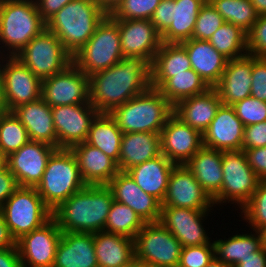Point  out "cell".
I'll return each mask as SVG.
<instances>
[{"label": "cell", "instance_id": "6da1fadb", "mask_svg": "<svg viewBox=\"0 0 266 267\" xmlns=\"http://www.w3.org/2000/svg\"><path fill=\"white\" fill-rule=\"evenodd\" d=\"M150 87V64L140 57H123L89 76V102L99 113H110Z\"/></svg>", "mask_w": 266, "mask_h": 267}, {"label": "cell", "instance_id": "7a4b0ae2", "mask_svg": "<svg viewBox=\"0 0 266 267\" xmlns=\"http://www.w3.org/2000/svg\"><path fill=\"white\" fill-rule=\"evenodd\" d=\"M114 201L107 185H86L52 211L62 232L97 233L104 231Z\"/></svg>", "mask_w": 266, "mask_h": 267}, {"label": "cell", "instance_id": "3957f363", "mask_svg": "<svg viewBox=\"0 0 266 267\" xmlns=\"http://www.w3.org/2000/svg\"><path fill=\"white\" fill-rule=\"evenodd\" d=\"M106 16L94 0H72L46 21V29L74 56Z\"/></svg>", "mask_w": 266, "mask_h": 267}, {"label": "cell", "instance_id": "277c9868", "mask_svg": "<svg viewBox=\"0 0 266 267\" xmlns=\"http://www.w3.org/2000/svg\"><path fill=\"white\" fill-rule=\"evenodd\" d=\"M174 113V106L158 89L150 87L109 114L115 119L123 133L153 132L160 134L169 117Z\"/></svg>", "mask_w": 266, "mask_h": 267}, {"label": "cell", "instance_id": "5b68a950", "mask_svg": "<svg viewBox=\"0 0 266 267\" xmlns=\"http://www.w3.org/2000/svg\"><path fill=\"white\" fill-rule=\"evenodd\" d=\"M85 186L74 153L71 149L59 148L49 157L42 179L35 188L53 211Z\"/></svg>", "mask_w": 266, "mask_h": 267}, {"label": "cell", "instance_id": "8992f818", "mask_svg": "<svg viewBox=\"0 0 266 267\" xmlns=\"http://www.w3.org/2000/svg\"><path fill=\"white\" fill-rule=\"evenodd\" d=\"M45 29L34 0H0V42L10 49L9 56H16Z\"/></svg>", "mask_w": 266, "mask_h": 267}, {"label": "cell", "instance_id": "52a82bcc", "mask_svg": "<svg viewBox=\"0 0 266 267\" xmlns=\"http://www.w3.org/2000/svg\"><path fill=\"white\" fill-rule=\"evenodd\" d=\"M122 58L118 24L107 15L93 36L73 56V63L90 76L114 66Z\"/></svg>", "mask_w": 266, "mask_h": 267}, {"label": "cell", "instance_id": "ba28073f", "mask_svg": "<svg viewBox=\"0 0 266 267\" xmlns=\"http://www.w3.org/2000/svg\"><path fill=\"white\" fill-rule=\"evenodd\" d=\"M0 210L16 241L52 218V211L45 205L35 187L19 186Z\"/></svg>", "mask_w": 266, "mask_h": 267}, {"label": "cell", "instance_id": "9c48e42d", "mask_svg": "<svg viewBox=\"0 0 266 267\" xmlns=\"http://www.w3.org/2000/svg\"><path fill=\"white\" fill-rule=\"evenodd\" d=\"M207 0H161L150 19L163 43H182L192 38L196 18Z\"/></svg>", "mask_w": 266, "mask_h": 267}, {"label": "cell", "instance_id": "30bf717a", "mask_svg": "<svg viewBox=\"0 0 266 267\" xmlns=\"http://www.w3.org/2000/svg\"><path fill=\"white\" fill-rule=\"evenodd\" d=\"M15 57L41 80L61 72L73 62V56L47 29L35 36Z\"/></svg>", "mask_w": 266, "mask_h": 267}, {"label": "cell", "instance_id": "8fae6325", "mask_svg": "<svg viewBox=\"0 0 266 267\" xmlns=\"http://www.w3.org/2000/svg\"><path fill=\"white\" fill-rule=\"evenodd\" d=\"M223 181L214 204L237 203L240 209L251 199L261 181L247 162L243 150L222 151Z\"/></svg>", "mask_w": 266, "mask_h": 267}, {"label": "cell", "instance_id": "7c38bea8", "mask_svg": "<svg viewBox=\"0 0 266 267\" xmlns=\"http://www.w3.org/2000/svg\"><path fill=\"white\" fill-rule=\"evenodd\" d=\"M135 241V261L155 267H178L183 246L160 222L145 223Z\"/></svg>", "mask_w": 266, "mask_h": 267}, {"label": "cell", "instance_id": "4fadbf2b", "mask_svg": "<svg viewBox=\"0 0 266 267\" xmlns=\"http://www.w3.org/2000/svg\"><path fill=\"white\" fill-rule=\"evenodd\" d=\"M89 76L73 62L61 72L42 80L41 98L50 106L89 102Z\"/></svg>", "mask_w": 266, "mask_h": 267}, {"label": "cell", "instance_id": "5bb4252c", "mask_svg": "<svg viewBox=\"0 0 266 267\" xmlns=\"http://www.w3.org/2000/svg\"><path fill=\"white\" fill-rule=\"evenodd\" d=\"M6 64L0 72L3 79L4 97L9 112L20 105L33 102L41 98L42 80L36 77L30 69L15 56H8ZM1 63V62H0Z\"/></svg>", "mask_w": 266, "mask_h": 267}, {"label": "cell", "instance_id": "9a60e30c", "mask_svg": "<svg viewBox=\"0 0 266 267\" xmlns=\"http://www.w3.org/2000/svg\"><path fill=\"white\" fill-rule=\"evenodd\" d=\"M62 235L51 218L40 228L16 241L22 267H53L57 246Z\"/></svg>", "mask_w": 266, "mask_h": 267}, {"label": "cell", "instance_id": "2e32d148", "mask_svg": "<svg viewBox=\"0 0 266 267\" xmlns=\"http://www.w3.org/2000/svg\"><path fill=\"white\" fill-rule=\"evenodd\" d=\"M57 135V149H70L85 142L92 120L99 113L90 102L51 107Z\"/></svg>", "mask_w": 266, "mask_h": 267}, {"label": "cell", "instance_id": "e0dca14e", "mask_svg": "<svg viewBox=\"0 0 266 267\" xmlns=\"http://www.w3.org/2000/svg\"><path fill=\"white\" fill-rule=\"evenodd\" d=\"M113 20L118 24L123 57H140L151 65L163 43L151 20Z\"/></svg>", "mask_w": 266, "mask_h": 267}, {"label": "cell", "instance_id": "ac0fdd59", "mask_svg": "<svg viewBox=\"0 0 266 267\" xmlns=\"http://www.w3.org/2000/svg\"><path fill=\"white\" fill-rule=\"evenodd\" d=\"M56 147L29 140L18 151L10 154L6 166L20 187H36L42 179L46 164Z\"/></svg>", "mask_w": 266, "mask_h": 267}, {"label": "cell", "instance_id": "d6986e66", "mask_svg": "<svg viewBox=\"0 0 266 267\" xmlns=\"http://www.w3.org/2000/svg\"><path fill=\"white\" fill-rule=\"evenodd\" d=\"M213 199L183 165H175L170 173L167 192L161 206L210 210Z\"/></svg>", "mask_w": 266, "mask_h": 267}, {"label": "cell", "instance_id": "ffe728a7", "mask_svg": "<svg viewBox=\"0 0 266 267\" xmlns=\"http://www.w3.org/2000/svg\"><path fill=\"white\" fill-rule=\"evenodd\" d=\"M160 144L161 154L183 165L203 146V135L173 113L160 132Z\"/></svg>", "mask_w": 266, "mask_h": 267}, {"label": "cell", "instance_id": "44dd1931", "mask_svg": "<svg viewBox=\"0 0 266 267\" xmlns=\"http://www.w3.org/2000/svg\"><path fill=\"white\" fill-rule=\"evenodd\" d=\"M210 210L161 206L159 222L183 247L209 244L202 220Z\"/></svg>", "mask_w": 266, "mask_h": 267}, {"label": "cell", "instance_id": "7402d4cb", "mask_svg": "<svg viewBox=\"0 0 266 267\" xmlns=\"http://www.w3.org/2000/svg\"><path fill=\"white\" fill-rule=\"evenodd\" d=\"M107 186L112 191L114 201L131 207L145 223L159 222L161 202L144 192L130 174L119 171Z\"/></svg>", "mask_w": 266, "mask_h": 267}, {"label": "cell", "instance_id": "603a6c76", "mask_svg": "<svg viewBox=\"0 0 266 267\" xmlns=\"http://www.w3.org/2000/svg\"><path fill=\"white\" fill-rule=\"evenodd\" d=\"M244 125L231 105L221 104L203 135V146L218 151L242 150Z\"/></svg>", "mask_w": 266, "mask_h": 267}, {"label": "cell", "instance_id": "cb8c5ba5", "mask_svg": "<svg viewBox=\"0 0 266 267\" xmlns=\"http://www.w3.org/2000/svg\"><path fill=\"white\" fill-rule=\"evenodd\" d=\"M253 56L229 59L219 82L213 87L223 105H233L251 96Z\"/></svg>", "mask_w": 266, "mask_h": 267}, {"label": "cell", "instance_id": "d4e9b609", "mask_svg": "<svg viewBox=\"0 0 266 267\" xmlns=\"http://www.w3.org/2000/svg\"><path fill=\"white\" fill-rule=\"evenodd\" d=\"M83 181L86 185H107L119 172L117 163L100 149L81 142L73 145Z\"/></svg>", "mask_w": 266, "mask_h": 267}, {"label": "cell", "instance_id": "484cf974", "mask_svg": "<svg viewBox=\"0 0 266 267\" xmlns=\"http://www.w3.org/2000/svg\"><path fill=\"white\" fill-rule=\"evenodd\" d=\"M53 267H98L93 234L62 232Z\"/></svg>", "mask_w": 266, "mask_h": 267}, {"label": "cell", "instance_id": "4316f807", "mask_svg": "<svg viewBox=\"0 0 266 267\" xmlns=\"http://www.w3.org/2000/svg\"><path fill=\"white\" fill-rule=\"evenodd\" d=\"M180 44L188 53L192 69L213 88L222 77L229 59L216 51L207 40L191 38Z\"/></svg>", "mask_w": 266, "mask_h": 267}, {"label": "cell", "instance_id": "83f0119b", "mask_svg": "<svg viewBox=\"0 0 266 267\" xmlns=\"http://www.w3.org/2000/svg\"><path fill=\"white\" fill-rule=\"evenodd\" d=\"M12 112L26 128L30 140L44 142L57 148L51 107L42 98L20 105Z\"/></svg>", "mask_w": 266, "mask_h": 267}, {"label": "cell", "instance_id": "f1b7e54d", "mask_svg": "<svg viewBox=\"0 0 266 267\" xmlns=\"http://www.w3.org/2000/svg\"><path fill=\"white\" fill-rule=\"evenodd\" d=\"M98 267H132L135 263V241L120 234L93 233Z\"/></svg>", "mask_w": 266, "mask_h": 267}, {"label": "cell", "instance_id": "f546056e", "mask_svg": "<svg viewBox=\"0 0 266 267\" xmlns=\"http://www.w3.org/2000/svg\"><path fill=\"white\" fill-rule=\"evenodd\" d=\"M222 104L217 91L209 88L205 93L181 100L174 106V114L202 134L214 119Z\"/></svg>", "mask_w": 266, "mask_h": 267}, {"label": "cell", "instance_id": "4dcf8cb0", "mask_svg": "<svg viewBox=\"0 0 266 267\" xmlns=\"http://www.w3.org/2000/svg\"><path fill=\"white\" fill-rule=\"evenodd\" d=\"M160 155V134L153 132L123 133L118 160L119 171L127 172L132 167Z\"/></svg>", "mask_w": 266, "mask_h": 267}, {"label": "cell", "instance_id": "1f68e13d", "mask_svg": "<svg viewBox=\"0 0 266 267\" xmlns=\"http://www.w3.org/2000/svg\"><path fill=\"white\" fill-rule=\"evenodd\" d=\"M175 164L166 156L145 161L127 171L136 184L146 193L153 195L161 203L165 198L170 173Z\"/></svg>", "mask_w": 266, "mask_h": 267}, {"label": "cell", "instance_id": "d6a6232c", "mask_svg": "<svg viewBox=\"0 0 266 267\" xmlns=\"http://www.w3.org/2000/svg\"><path fill=\"white\" fill-rule=\"evenodd\" d=\"M221 159L222 151L202 146L185 164L212 199L222 187Z\"/></svg>", "mask_w": 266, "mask_h": 267}, {"label": "cell", "instance_id": "836d02e7", "mask_svg": "<svg viewBox=\"0 0 266 267\" xmlns=\"http://www.w3.org/2000/svg\"><path fill=\"white\" fill-rule=\"evenodd\" d=\"M191 68L188 53L180 43H162L150 65L151 87L159 89L169 78Z\"/></svg>", "mask_w": 266, "mask_h": 267}, {"label": "cell", "instance_id": "e575fe53", "mask_svg": "<svg viewBox=\"0 0 266 267\" xmlns=\"http://www.w3.org/2000/svg\"><path fill=\"white\" fill-rule=\"evenodd\" d=\"M122 135L109 113H98L91 122L85 142L100 149L118 165Z\"/></svg>", "mask_w": 266, "mask_h": 267}, {"label": "cell", "instance_id": "d590c367", "mask_svg": "<svg viewBox=\"0 0 266 267\" xmlns=\"http://www.w3.org/2000/svg\"><path fill=\"white\" fill-rule=\"evenodd\" d=\"M255 233L253 235L236 234L228 240L219 239L213 241L215 257L223 263L234 267L241 259L247 258L265 244L264 232L255 231Z\"/></svg>", "mask_w": 266, "mask_h": 267}, {"label": "cell", "instance_id": "8d00e7d4", "mask_svg": "<svg viewBox=\"0 0 266 267\" xmlns=\"http://www.w3.org/2000/svg\"><path fill=\"white\" fill-rule=\"evenodd\" d=\"M210 87L191 68L169 78L158 90L175 106L183 99L205 93Z\"/></svg>", "mask_w": 266, "mask_h": 267}, {"label": "cell", "instance_id": "74e56055", "mask_svg": "<svg viewBox=\"0 0 266 267\" xmlns=\"http://www.w3.org/2000/svg\"><path fill=\"white\" fill-rule=\"evenodd\" d=\"M208 41L228 59L247 55V33L232 23L224 22Z\"/></svg>", "mask_w": 266, "mask_h": 267}, {"label": "cell", "instance_id": "f35d334b", "mask_svg": "<svg viewBox=\"0 0 266 267\" xmlns=\"http://www.w3.org/2000/svg\"><path fill=\"white\" fill-rule=\"evenodd\" d=\"M144 224L142 218L131 207L113 201L104 231L135 239Z\"/></svg>", "mask_w": 266, "mask_h": 267}, {"label": "cell", "instance_id": "ab89813d", "mask_svg": "<svg viewBox=\"0 0 266 267\" xmlns=\"http://www.w3.org/2000/svg\"><path fill=\"white\" fill-rule=\"evenodd\" d=\"M225 22L234 24L248 33L258 14L250 0H208Z\"/></svg>", "mask_w": 266, "mask_h": 267}, {"label": "cell", "instance_id": "60d3db41", "mask_svg": "<svg viewBox=\"0 0 266 267\" xmlns=\"http://www.w3.org/2000/svg\"><path fill=\"white\" fill-rule=\"evenodd\" d=\"M26 128L13 112L0 114V149L8 157L29 141Z\"/></svg>", "mask_w": 266, "mask_h": 267}, {"label": "cell", "instance_id": "b9f144b4", "mask_svg": "<svg viewBox=\"0 0 266 267\" xmlns=\"http://www.w3.org/2000/svg\"><path fill=\"white\" fill-rule=\"evenodd\" d=\"M253 231L266 230V181H260L251 199L241 208Z\"/></svg>", "mask_w": 266, "mask_h": 267}, {"label": "cell", "instance_id": "7bdbcfd3", "mask_svg": "<svg viewBox=\"0 0 266 267\" xmlns=\"http://www.w3.org/2000/svg\"><path fill=\"white\" fill-rule=\"evenodd\" d=\"M161 0H122L117 8L109 14L112 19H146L150 20Z\"/></svg>", "mask_w": 266, "mask_h": 267}, {"label": "cell", "instance_id": "ee69618b", "mask_svg": "<svg viewBox=\"0 0 266 267\" xmlns=\"http://www.w3.org/2000/svg\"><path fill=\"white\" fill-rule=\"evenodd\" d=\"M224 22L220 13L207 0L196 18L192 38L208 41Z\"/></svg>", "mask_w": 266, "mask_h": 267}, {"label": "cell", "instance_id": "f6af8a7d", "mask_svg": "<svg viewBox=\"0 0 266 267\" xmlns=\"http://www.w3.org/2000/svg\"><path fill=\"white\" fill-rule=\"evenodd\" d=\"M244 127L266 121V102L253 98H244L232 105Z\"/></svg>", "mask_w": 266, "mask_h": 267}, {"label": "cell", "instance_id": "bcb514c9", "mask_svg": "<svg viewBox=\"0 0 266 267\" xmlns=\"http://www.w3.org/2000/svg\"><path fill=\"white\" fill-rule=\"evenodd\" d=\"M214 257V243L183 247L178 267H205Z\"/></svg>", "mask_w": 266, "mask_h": 267}, {"label": "cell", "instance_id": "7dc6e473", "mask_svg": "<svg viewBox=\"0 0 266 267\" xmlns=\"http://www.w3.org/2000/svg\"><path fill=\"white\" fill-rule=\"evenodd\" d=\"M247 54L266 57V15H259L247 33Z\"/></svg>", "mask_w": 266, "mask_h": 267}, {"label": "cell", "instance_id": "c3c4849f", "mask_svg": "<svg viewBox=\"0 0 266 267\" xmlns=\"http://www.w3.org/2000/svg\"><path fill=\"white\" fill-rule=\"evenodd\" d=\"M251 96L266 102V57L253 56Z\"/></svg>", "mask_w": 266, "mask_h": 267}, {"label": "cell", "instance_id": "681fc988", "mask_svg": "<svg viewBox=\"0 0 266 267\" xmlns=\"http://www.w3.org/2000/svg\"><path fill=\"white\" fill-rule=\"evenodd\" d=\"M266 146V121L244 127L242 149Z\"/></svg>", "mask_w": 266, "mask_h": 267}, {"label": "cell", "instance_id": "f907efd6", "mask_svg": "<svg viewBox=\"0 0 266 267\" xmlns=\"http://www.w3.org/2000/svg\"><path fill=\"white\" fill-rule=\"evenodd\" d=\"M252 170L261 181H266V146L242 149Z\"/></svg>", "mask_w": 266, "mask_h": 267}, {"label": "cell", "instance_id": "816d5d0a", "mask_svg": "<svg viewBox=\"0 0 266 267\" xmlns=\"http://www.w3.org/2000/svg\"><path fill=\"white\" fill-rule=\"evenodd\" d=\"M18 187L15 176L8 167L0 169V209Z\"/></svg>", "mask_w": 266, "mask_h": 267}, {"label": "cell", "instance_id": "f5cc1de1", "mask_svg": "<svg viewBox=\"0 0 266 267\" xmlns=\"http://www.w3.org/2000/svg\"><path fill=\"white\" fill-rule=\"evenodd\" d=\"M40 16L47 21L72 0H34Z\"/></svg>", "mask_w": 266, "mask_h": 267}, {"label": "cell", "instance_id": "db71d44e", "mask_svg": "<svg viewBox=\"0 0 266 267\" xmlns=\"http://www.w3.org/2000/svg\"><path fill=\"white\" fill-rule=\"evenodd\" d=\"M234 267H266V243L258 250L250 254Z\"/></svg>", "mask_w": 266, "mask_h": 267}, {"label": "cell", "instance_id": "11a10c76", "mask_svg": "<svg viewBox=\"0 0 266 267\" xmlns=\"http://www.w3.org/2000/svg\"><path fill=\"white\" fill-rule=\"evenodd\" d=\"M0 267H22L17 247L0 250Z\"/></svg>", "mask_w": 266, "mask_h": 267}, {"label": "cell", "instance_id": "9f6ffc18", "mask_svg": "<svg viewBox=\"0 0 266 267\" xmlns=\"http://www.w3.org/2000/svg\"><path fill=\"white\" fill-rule=\"evenodd\" d=\"M17 247L16 240L11 235L7 224L5 223L2 211L0 210V250Z\"/></svg>", "mask_w": 266, "mask_h": 267}, {"label": "cell", "instance_id": "6f0895ef", "mask_svg": "<svg viewBox=\"0 0 266 267\" xmlns=\"http://www.w3.org/2000/svg\"><path fill=\"white\" fill-rule=\"evenodd\" d=\"M97 5L107 14H111L122 0H94Z\"/></svg>", "mask_w": 266, "mask_h": 267}, {"label": "cell", "instance_id": "680465c9", "mask_svg": "<svg viewBox=\"0 0 266 267\" xmlns=\"http://www.w3.org/2000/svg\"><path fill=\"white\" fill-rule=\"evenodd\" d=\"M258 15H266V0H250Z\"/></svg>", "mask_w": 266, "mask_h": 267}, {"label": "cell", "instance_id": "91938a15", "mask_svg": "<svg viewBox=\"0 0 266 267\" xmlns=\"http://www.w3.org/2000/svg\"><path fill=\"white\" fill-rule=\"evenodd\" d=\"M8 112L5 97H4V86L3 79L0 72V114Z\"/></svg>", "mask_w": 266, "mask_h": 267}, {"label": "cell", "instance_id": "94428289", "mask_svg": "<svg viewBox=\"0 0 266 267\" xmlns=\"http://www.w3.org/2000/svg\"><path fill=\"white\" fill-rule=\"evenodd\" d=\"M205 267H231L214 257Z\"/></svg>", "mask_w": 266, "mask_h": 267}, {"label": "cell", "instance_id": "6125c7cd", "mask_svg": "<svg viewBox=\"0 0 266 267\" xmlns=\"http://www.w3.org/2000/svg\"><path fill=\"white\" fill-rule=\"evenodd\" d=\"M6 160L7 157L3 154L2 150L0 149V169L6 167Z\"/></svg>", "mask_w": 266, "mask_h": 267}, {"label": "cell", "instance_id": "be15d7a7", "mask_svg": "<svg viewBox=\"0 0 266 267\" xmlns=\"http://www.w3.org/2000/svg\"><path fill=\"white\" fill-rule=\"evenodd\" d=\"M132 267H155V266H150V265L142 264L140 262L135 261Z\"/></svg>", "mask_w": 266, "mask_h": 267}, {"label": "cell", "instance_id": "e7e4bbea", "mask_svg": "<svg viewBox=\"0 0 266 267\" xmlns=\"http://www.w3.org/2000/svg\"><path fill=\"white\" fill-rule=\"evenodd\" d=\"M264 238H265V243H266V230L264 231Z\"/></svg>", "mask_w": 266, "mask_h": 267}]
</instances>
